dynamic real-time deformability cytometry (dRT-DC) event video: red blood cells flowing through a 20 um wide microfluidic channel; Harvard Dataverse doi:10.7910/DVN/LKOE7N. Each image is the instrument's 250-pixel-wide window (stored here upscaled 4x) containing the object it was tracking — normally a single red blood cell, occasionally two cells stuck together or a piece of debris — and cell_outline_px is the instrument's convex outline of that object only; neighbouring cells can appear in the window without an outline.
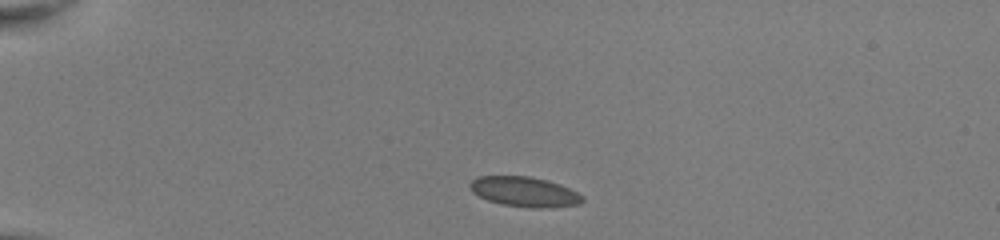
{"species": "common noctule bat (a hibernating species)", "species_latin": "Nyctalus noctula", "temperature_condition": "room temperature", "stored_images_in_passage": 40, "camera_frame_rate_fps": 3000, "um_per_image_px": 0.085, "animal": {"sex": "female", "body_mass_g": 22.0, "forearm_length_mm": 56.7}, "frame": {"image": 1, "passage_image": 1, "time_ms": 0.0, "image_size_px": [1000, 240], "cell_outline_px": [[584, 200], [580, 204], [548, 208], [532, 208], [500, 204], [488, 200], [472, 192], [468, 184], [476, 176], [528, 176], [548, 180], [560, 184], [584, 196]], "centroid_in_image_um": [44.58, 16.3], "position_along_channel_um": 40.4, "area_um2": 19.77}}
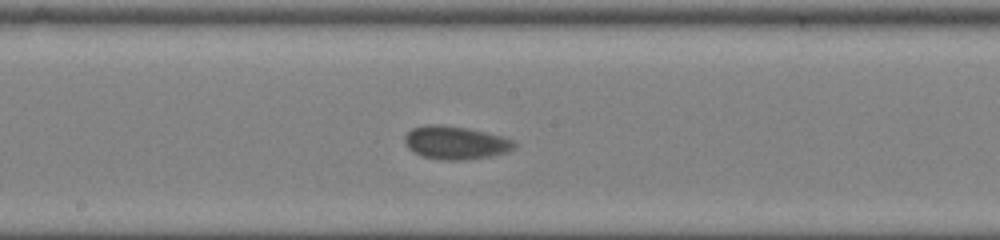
{"frame": {"image": 2, "passage_image": 18, "time_ms": 5.667, "image_size_px": [1000, 240], "cell_outline_px": [[516, 144], [508, 152], [492, 156], [464, 160], [440, 160], [424, 156], [412, 152], [408, 148], [404, 140], [404, 136], [412, 128], [428, 124], [436, 124], [468, 128], [504, 136], [512, 140]], "centroid_in_image_um": [38.71, 12.13], "position_along_channel_um": 209.5, "area_um2": 21.27}}
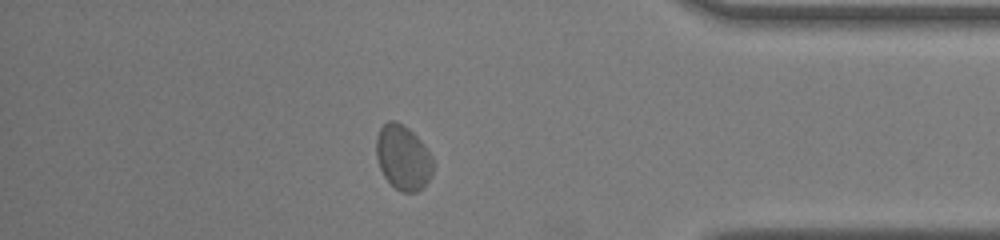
{"frame": {"image": 3, "passage_image": 34, "time_ms": 11.0, "image_size_px": [1000, 240], "cell_outline_px": [[432, 176], [416, 192], [400, 192], [384, 176], [380, 168], [376, 156], [376, 140], [380, 128], [388, 120], [396, 120], [404, 124], [424, 144], [432, 156]], "centroid_in_image_um": [34.25, 13.36], "position_along_channel_um": 401.0, "area_um2": 21.33}, "authors_computed_cell_mechanics": {"area_um2": 20.2878, "velocity_mm_per_s": 3.948, "shape_relaxation_time_tau1_ms": 1.3191, "shape_relaxation_time_tau2_ms": null, "deformation_change_tau1": 0.05, "deformation_change_tau2": null}}